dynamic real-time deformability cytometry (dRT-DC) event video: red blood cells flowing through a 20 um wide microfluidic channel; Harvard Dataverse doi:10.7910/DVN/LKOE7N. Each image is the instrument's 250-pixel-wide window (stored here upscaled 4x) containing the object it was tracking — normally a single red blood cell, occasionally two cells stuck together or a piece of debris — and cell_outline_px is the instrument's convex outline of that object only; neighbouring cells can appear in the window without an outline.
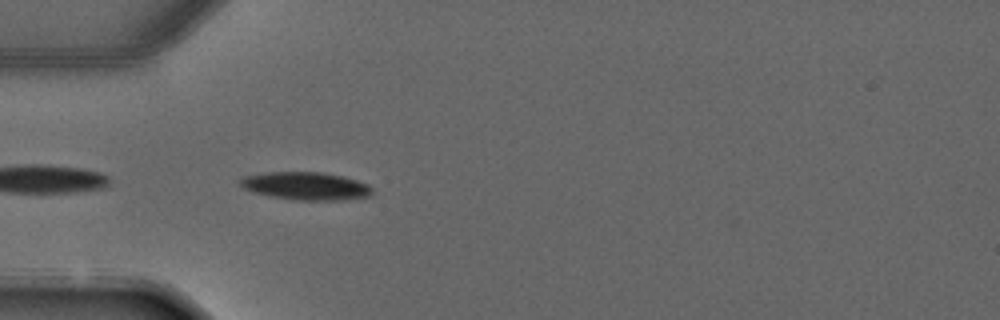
{"species": "common noctule bat (a hibernating species)", "species_latin": "Nyctalus noctula", "temperature_condition": "warm", "stored_images_in_passage": 2, "camera_frame_rate_fps": 3000, "um_per_image_px": 0.085, "animal": {"sex": "male", "forearm_length_mm": 52.5}, "frame": {"image": 1, "passage_image": 2, "time_ms": 1.333, "image_size_px": [1000, 320], "cell_outline_px": [[372, 196], [340, 200], [296, 200], [272, 196], [252, 192], [236, 184], [244, 176], [264, 172], [324, 172], [344, 176], [368, 184], [372, 188]], "centroid_in_image_um": [25.99, 15.8], "position_along_channel_um": 59.0, "area_um2": 21.62}}